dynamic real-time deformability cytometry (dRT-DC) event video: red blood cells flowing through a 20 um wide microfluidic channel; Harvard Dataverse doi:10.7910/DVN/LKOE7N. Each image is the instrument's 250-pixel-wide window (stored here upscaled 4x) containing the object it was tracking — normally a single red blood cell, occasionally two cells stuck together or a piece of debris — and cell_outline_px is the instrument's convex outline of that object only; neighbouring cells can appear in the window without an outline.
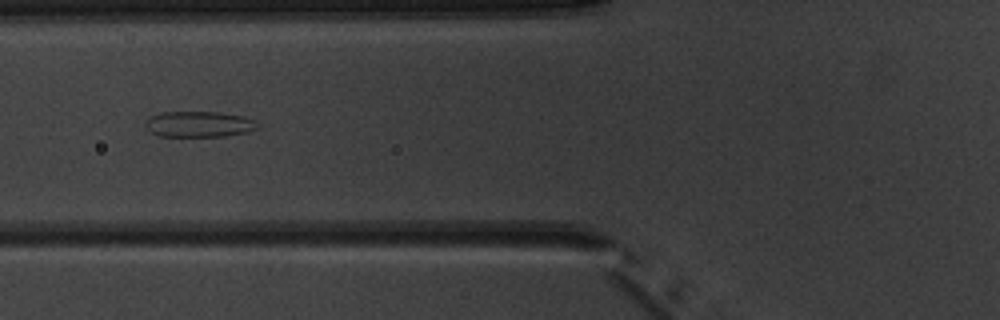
{"species": "common noctule bat (a hibernating species)", "species_latin": "Nyctalus noctula", "temperature_condition": "warm", "stored_images_in_passage": 9, "camera_frame_rate_fps": 3000, "um_per_image_px": 0.085, "animal": {"sex": "male", "body_mass_g": 20.1, "forearm_length_mm": 53.5}, "frame": {"image": 1, "passage_image": 6, "time_ms": 7.0, "image_size_px": [1000, 320], "cell_outline_px": [[260, 124], [256, 128], [248, 132], [224, 136], [156, 136], [144, 124], [152, 116], [160, 112], [220, 112], [244, 116]], "centroid_in_image_um": [16.93, 10.55], "position_along_channel_um": 108.9, "area_um2": 16.76}}
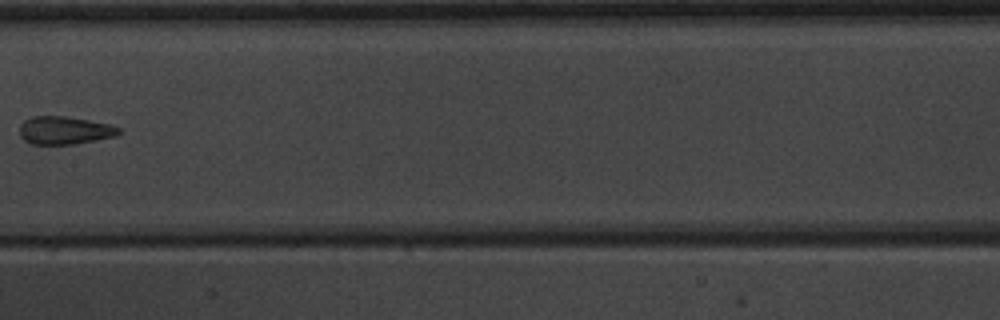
{"frame": {"image": 2, "passage_image": 8, "time_ms": 9.333, "image_size_px": [1000, 320], "cell_outline_px": [[124, 132], [116, 136], [96, 140], [72, 144], [32, 144], [24, 140], [20, 136], [20, 124], [24, 120], [32, 116], [64, 116], [112, 124], [120, 128]], "centroid_in_image_um": [5.52, 11.07], "position_along_channel_um": 201.9, "area_um2": 16.3}}
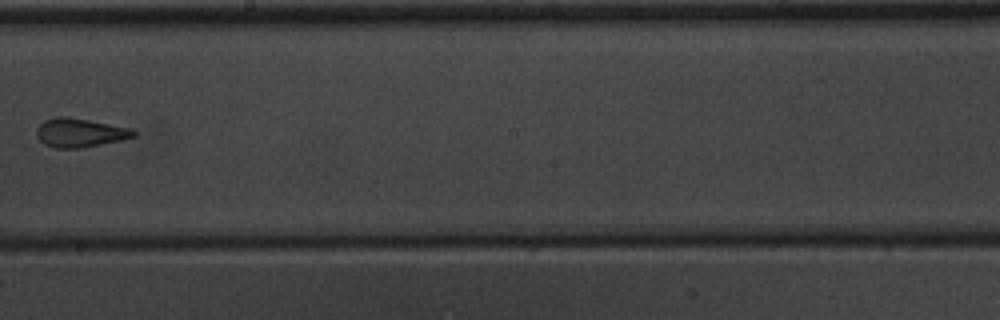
{"frame": {"image": 3, "passage_image": 9, "time_ms": 10.333, "image_size_px": [1000, 320], "cell_outline_px": [[136, 136], [120, 140], [80, 148], [56, 148], [44, 144], [36, 136], [36, 128], [44, 120], [56, 116], [64, 116], [88, 120], [132, 128], [136, 132]], "centroid_in_image_um": [6.76, 11.27], "position_along_channel_um": 241.4, "area_um2": 16.24}}